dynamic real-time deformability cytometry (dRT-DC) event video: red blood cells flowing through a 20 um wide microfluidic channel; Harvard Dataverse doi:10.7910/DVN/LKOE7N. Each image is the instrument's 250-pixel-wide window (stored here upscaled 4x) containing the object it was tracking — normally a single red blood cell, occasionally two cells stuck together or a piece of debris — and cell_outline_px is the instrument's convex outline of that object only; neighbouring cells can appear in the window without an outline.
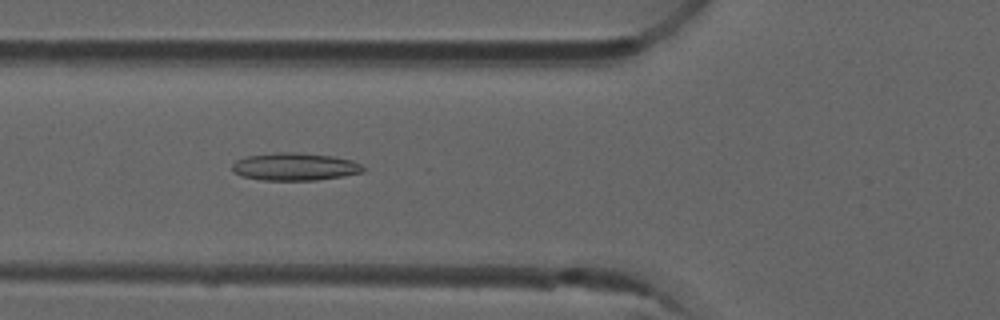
{"species": "common noctule bat (a hibernating species)", "species_latin": "Nyctalus noctula", "temperature_condition": "room temperature", "stored_images_in_passage": 50, "camera_frame_rate_fps": 3000, "um_per_image_px": 0.085, "animal": {"sex": "male", "forearm_length_mm": 52.5}, "frame": {"image": 1, "passage_image": 18, "time_ms": 5.667, "image_size_px": [1000, 320], "cell_outline_px": [[368, 168], [364, 172], [344, 176], [316, 180], [260, 180], [240, 176], [232, 172], [232, 164], [236, 160], [248, 156], [276, 152], [296, 152], [332, 156], [352, 160]], "centroid_in_image_um": [25.07, 14.17], "position_along_channel_um": 100.7, "area_um2": 21.33}}
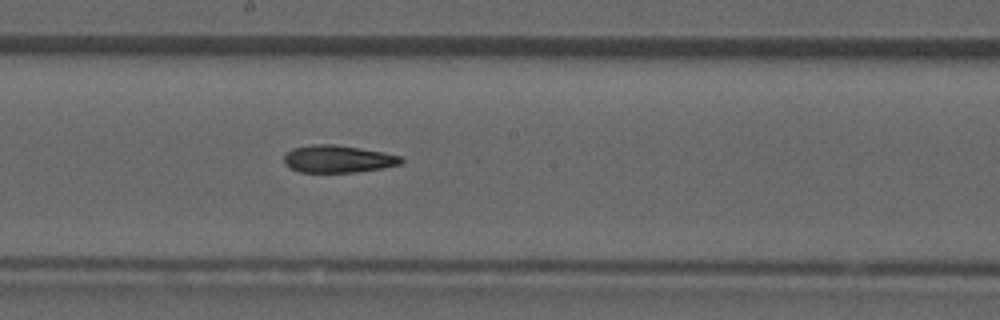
{"frame": {"image": 2, "passage_image": 27, "time_ms": 8.667, "image_size_px": [1000, 320], "cell_outline_px": [[404, 164], [384, 168], [356, 172], [300, 172], [284, 164], [284, 156], [292, 148], [312, 144], [332, 144], [360, 148], [384, 152], [400, 156], [404, 160]], "centroid_in_image_um": [28.77, 13.51], "position_along_channel_um": 219.4, "area_um2": 18.79}}
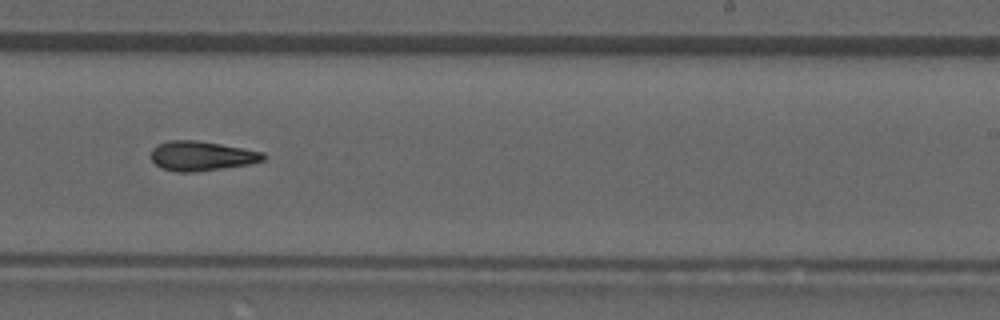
{"frame": {"image": 3, "passage_image": 31, "time_ms": 10.0, "image_size_px": [1000, 320], "cell_outline_px": [[268, 156], [264, 160], [252, 164], [196, 172], [176, 172], [160, 168], [152, 160], [152, 148], [168, 140], [196, 140], [220, 144], [264, 152]], "centroid_in_image_um": [17.17, 13.26], "position_along_channel_um": 271.8, "area_um2": 19.48}}